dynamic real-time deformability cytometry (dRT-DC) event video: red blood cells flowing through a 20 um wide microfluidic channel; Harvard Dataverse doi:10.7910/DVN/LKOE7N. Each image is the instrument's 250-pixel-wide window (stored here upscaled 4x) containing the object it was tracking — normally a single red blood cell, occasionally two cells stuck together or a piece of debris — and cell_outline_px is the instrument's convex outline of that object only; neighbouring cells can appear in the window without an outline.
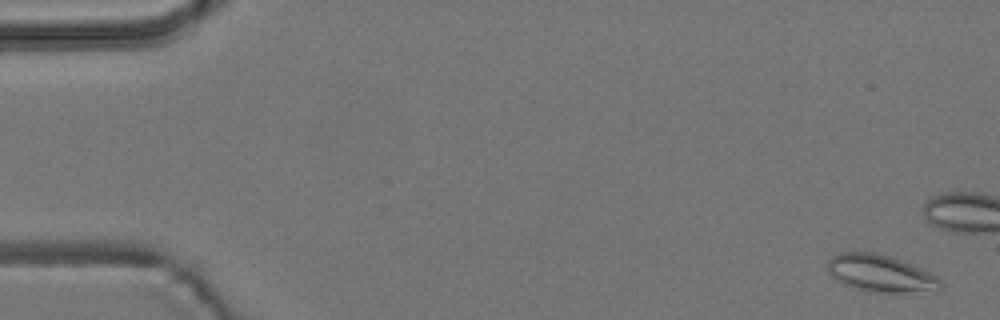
{"species": "common noctule bat (a hibernating species)", "species_latin": "Nyctalus noctula", "temperature_condition": "room temperature", "stored_images_in_passage": 6, "camera_frame_rate_fps": 3000, "um_per_image_px": 0.085, "animal": {"sex": "male", "body_mass_g": 19.2, "forearm_length_mm": 51.8}, "frame": {"image": 1, "passage_image": 1, "time_ms": 0.0, "image_size_px": [1000, 320], "cell_outline_px": [[944, 288], [900, 292], [880, 292], [856, 288], [844, 284], [836, 280], [828, 272], [828, 260], [832, 256], [840, 252], [876, 252], [900, 260], [920, 268], [936, 276], [940, 280]], "centroid_in_image_um": [74.79, 23.21], "position_along_channel_um": 10.2, "area_um2": 23.81}}